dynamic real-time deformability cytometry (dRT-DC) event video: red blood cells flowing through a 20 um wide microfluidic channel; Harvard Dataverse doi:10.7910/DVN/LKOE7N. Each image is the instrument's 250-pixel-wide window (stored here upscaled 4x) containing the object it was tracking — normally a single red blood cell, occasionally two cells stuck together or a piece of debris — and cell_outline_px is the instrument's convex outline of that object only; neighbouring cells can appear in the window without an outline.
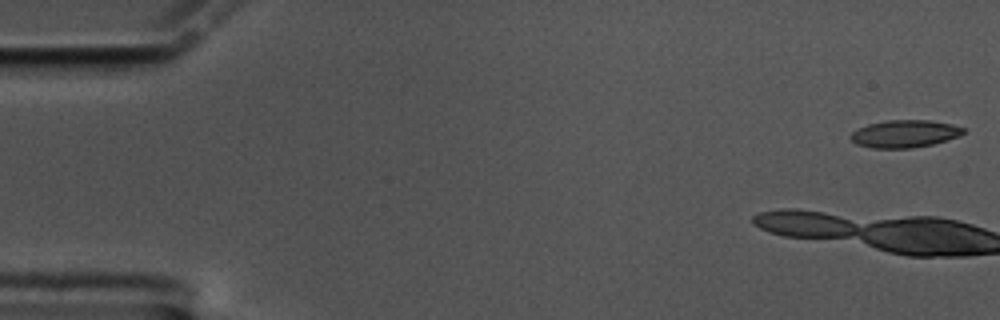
{"species": "common noctule bat (a hibernating species)", "species_latin": "Nyctalus noctula", "temperature_condition": "cold", "stored_images_in_passage": 6, "camera_frame_rate_fps": 3000, "um_per_image_px": 0.085, "animal": {"sex": "male", "body_mass_g": 17.5, "forearm_length_mm": 52.3}, "frame": {"image": 1, "passage_image": 1, "time_ms": 0.0, "image_size_px": [1000, 320], "cell_outline_px": [[964, 132], [960, 136], [932, 144], [912, 148], [872, 148], [856, 144], [848, 136], [852, 132], [868, 124], [888, 120], [928, 120], [952, 124], [964, 128]], "centroid_in_image_um": [76.89, 11.37], "position_along_channel_um": 8.1, "area_um2": 17.98}}